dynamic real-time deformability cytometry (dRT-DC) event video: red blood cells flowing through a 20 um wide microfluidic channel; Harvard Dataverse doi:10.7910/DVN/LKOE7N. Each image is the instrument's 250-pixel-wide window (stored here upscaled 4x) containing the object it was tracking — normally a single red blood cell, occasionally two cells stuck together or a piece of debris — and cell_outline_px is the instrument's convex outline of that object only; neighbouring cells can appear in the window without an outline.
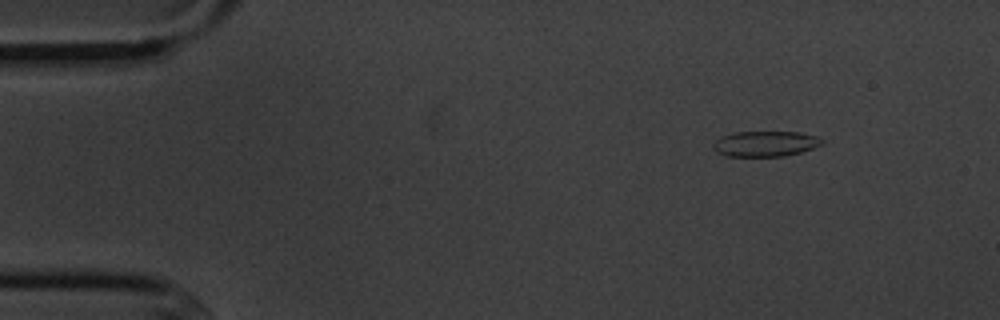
{"species": "common noctule bat (a hibernating species)", "species_latin": "Nyctalus noctula", "temperature_condition": "cold", "stored_images_in_passage": 4, "camera_frame_rate_fps": 3000, "um_per_image_px": 0.085, "animal": {"sex": "male", "body_mass_g": 20.1, "forearm_length_mm": 53.5}, "frame": {"image": 1, "passage_image": 1, "time_ms": 0.0, "image_size_px": [1000, 320], "cell_outline_px": [[824, 144], [800, 152], [784, 156], [728, 156], [716, 152], [712, 148], [712, 144], [716, 140], [724, 136], [736, 132], [796, 132], [816, 136], [824, 140]], "centroid_in_image_um": [65.05, 12.22], "position_along_channel_um": 19.9, "area_um2": 16.01}}